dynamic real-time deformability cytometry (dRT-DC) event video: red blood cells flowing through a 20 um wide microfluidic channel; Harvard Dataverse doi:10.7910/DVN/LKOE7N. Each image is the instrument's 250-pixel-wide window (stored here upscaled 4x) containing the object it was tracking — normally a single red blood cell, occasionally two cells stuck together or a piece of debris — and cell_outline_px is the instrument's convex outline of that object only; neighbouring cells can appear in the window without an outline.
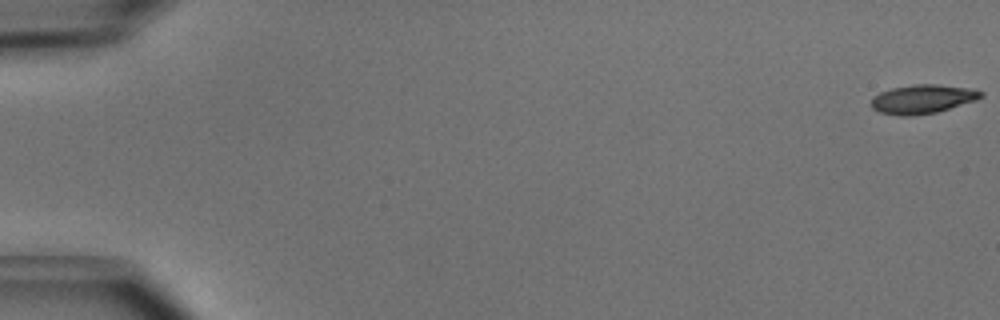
{"species": "common noctule bat (a hibernating species)", "species_latin": "Nyctalus noctula", "temperature_condition": "cold", "stored_images_in_passage": 51, "camera_frame_rate_fps": 3000, "um_per_image_px": 0.085, "animal": {"sex": "male", "body_mass_g": 15.6}, "frame": {"image": 1, "passage_image": 1, "time_ms": 0.0, "image_size_px": [1000, 320], "cell_outline_px": [[984, 96], [976, 100], [936, 112], [912, 116], [900, 116], [880, 112], [872, 108], [872, 96], [880, 92], [892, 88], [912, 84], [936, 84], [972, 88], [984, 92]], "centroid_in_image_um": [78.43, 8.41], "position_along_channel_um": 6.6, "area_um2": 18.55}}
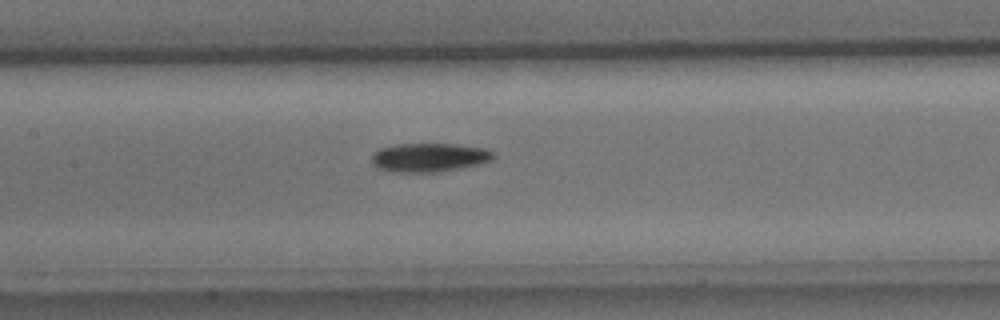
{"frame": {"image": 2, "passage_image": 25, "time_ms": 8.0, "image_size_px": [1000, 320], "cell_outline_px": [[496, 156], [492, 160], [484, 164], [440, 172], [392, 172], [376, 168], [372, 164], [372, 156], [380, 148], [396, 144], [452, 144], [484, 148], [496, 152]], "centroid_in_image_um": [36.53, 13.4], "position_along_channel_um": 170.9, "area_um2": 20.75}}
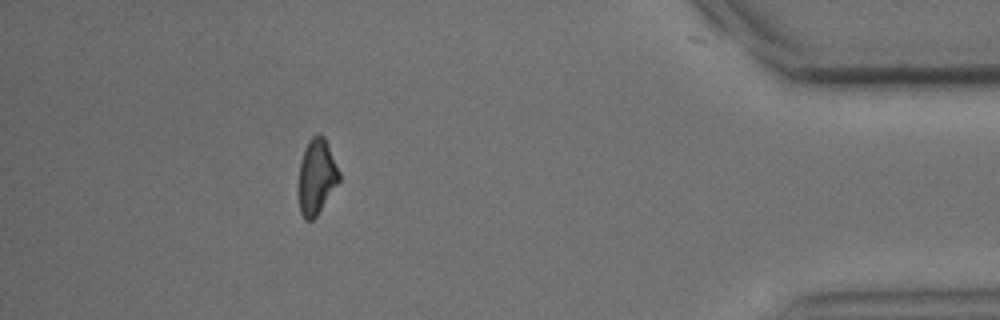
{"frame": {"image": 3, "passage_image": 46, "time_ms": 15.0, "image_size_px": [1000, 320], "cell_outline_px": [[340, 180], [316, 216], [312, 220], [304, 220], [300, 212], [296, 188], [300, 164], [304, 148], [308, 140], [312, 136], [320, 132], [324, 136], [340, 172]], "centroid_in_image_um": [26.87, 15.01], "position_along_channel_um": 408.3, "area_um2": 18.21}, "authors_computed_cell_mechanics": {"area_um2": 18.785, "velocity_mm_per_s": 4.0377, "shape_relaxation_time_tau1_ms": 3.0714, "shape_relaxation_time_tau2_ms": null, "deformation_change_tau1": 0.114, "deformation_change_tau2": null}}